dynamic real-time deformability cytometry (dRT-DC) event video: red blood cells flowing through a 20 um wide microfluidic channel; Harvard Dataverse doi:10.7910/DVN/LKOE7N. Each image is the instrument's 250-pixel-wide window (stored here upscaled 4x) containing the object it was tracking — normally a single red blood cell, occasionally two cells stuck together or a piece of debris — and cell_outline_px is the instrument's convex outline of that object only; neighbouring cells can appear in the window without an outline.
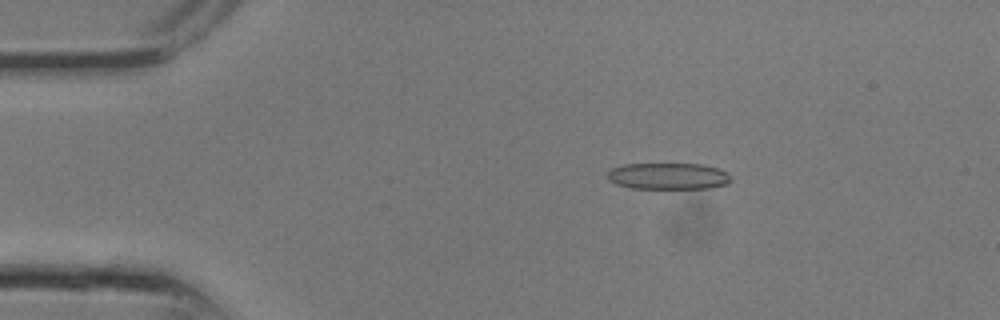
{"species": "common noctule bat (a hibernating species)", "species_latin": "Nyctalus noctula", "temperature_condition": "room temperature", "stored_images_in_passage": 13, "camera_frame_rate_fps": 3000, "um_per_image_px": 0.085, "animal": {"sex": "male", "body_mass_g": 13.3}, "frame": {"image": 1, "passage_image": 5, "time_ms": 1.333, "image_size_px": [1000, 320], "cell_outline_px": [[732, 180], [728, 184], [708, 188], [628, 188], [616, 184], [608, 180], [608, 172], [612, 168], [624, 164], [700, 164], [720, 168], [728, 172]], "centroid_in_image_um": [56.82, 14.97], "position_along_channel_um": 28.2, "area_um2": 19.19}}
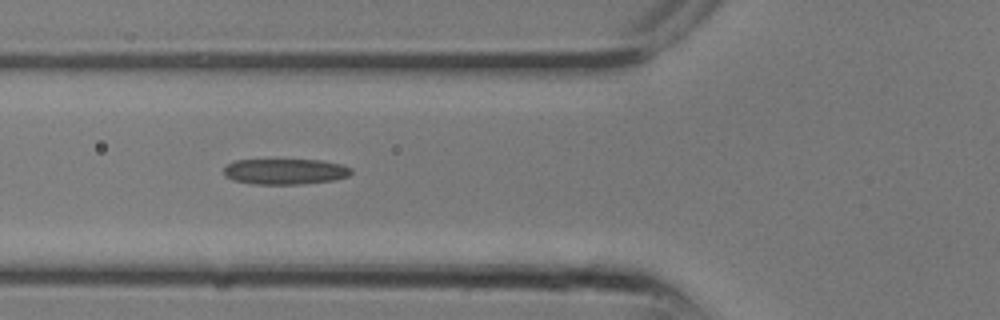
{"frame": {"image": 2, "passage_image": 10, "time_ms": 3.0, "image_size_px": [1000, 320], "cell_outline_px": [[352, 172], [348, 176], [336, 180], [300, 184], [256, 184], [232, 180], [224, 176], [224, 168], [228, 164], [236, 160], [320, 160], [344, 164], [352, 168]], "centroid_in_image_um": [24.27, 14.58], "position_along_channel_um": 101.5, "area_um2": 19.19}}
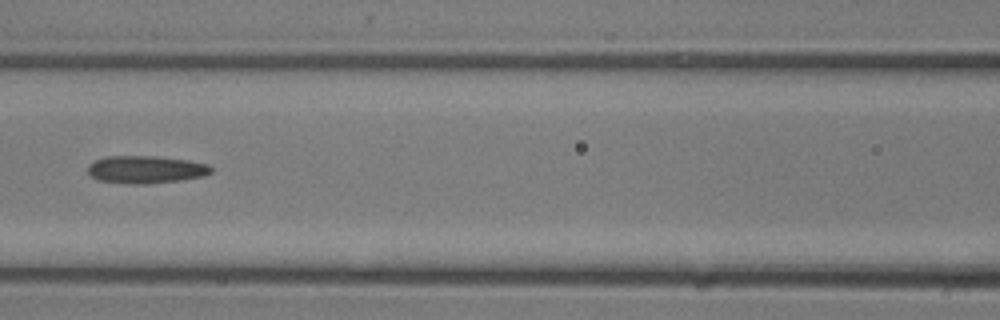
{"frame": {"image": 3, "passage_image": 12, "time_ms": 3.667, "image_size_px": [1000, 320], "cell_outline_px": [[212, 172], [204, 176], [180, 180], [148, 184], [136, 184], [100, 180], [92, 176], [88, 172], [88, 164], [96, 160], [108, 156], [156, 156], [188, 160], [208, 164], [212, 168]], "centroid_in_image_um": [12.43, 14.4], "position_along_channel_um": 154.2, "area_um2": 19.71}}